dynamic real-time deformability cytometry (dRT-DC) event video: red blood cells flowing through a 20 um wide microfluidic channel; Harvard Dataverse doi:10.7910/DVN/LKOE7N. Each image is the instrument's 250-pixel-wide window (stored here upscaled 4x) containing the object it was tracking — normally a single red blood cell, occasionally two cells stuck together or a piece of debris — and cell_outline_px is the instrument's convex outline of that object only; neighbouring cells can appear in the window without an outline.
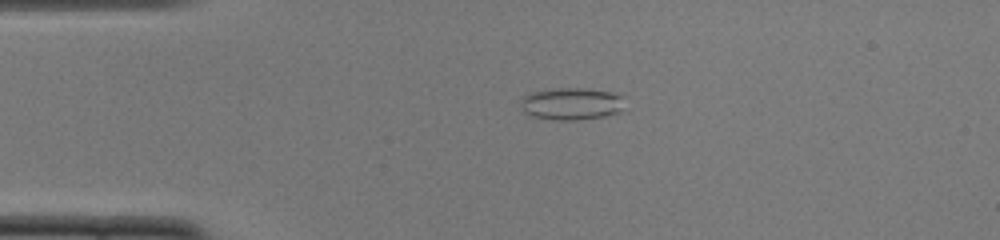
{"species": "common noctule bat (a hibernating species)", "species_latin": "Nyctalus noctula", "temperature_condition": "cold", "stored_images_in_passage": 41, "camera_frame_rate_fps": 3000, "um_per_image_px": 0.085, "animal": {"sex": "female", "body_mass_g": 22.0, "forearm_length_mm": 56.7}, "frame": {"image": 1, "passage_image": 1, "time_ms": 0.0, "image_size_px": [1000, 240], "cell_outline_px": [[624, 96], [620, 112], [604, 116], [576, 120], [556, 120], [532, 116], [524, 112], [520, 100], [524, 96], [532, 92], [556, 88], [584, 88], [612, 92]], "centroid_in_image_um": [48.58, 8.81], "position_along_channel_um": 36.4, "area_um2": 19.48}}
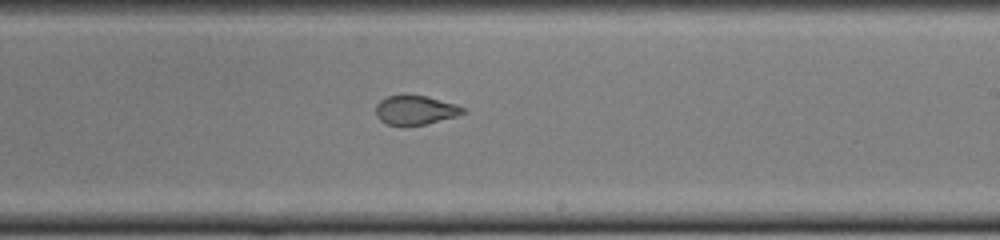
{"frame": {"image": 2, "passage_image": 20, "time_ms": 6.333, "image_size_px": [1000, 240], "cell_outline_px": [[468, 112], [456, 116], [424, 124], [404, 128], [388, 124], [380, 120], [376, 116], [376, 104], [380, 100], [388, 96], [400, 92], [408, 92], [428, 96], [456, 104], [464, 108]], "centroid_in_image_um": [35.26, 9.33], "position_along_channel_um": 253.7, "area_um2": 15.66}}
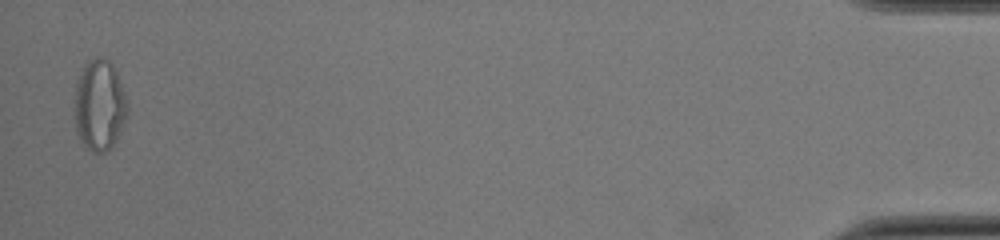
{"frame": {"image": 3, "passage_image": 40, "time_ms": 13.0, "image_size_px": [1000, 240], "cell_outline_px": [[128, 112], [116, 140], [112, 148], [104, 152], [92, 152], [84, 144], [76, 132], [76, 80], [84, 64], [88, 60], [96, 56], [104, 56], [112, 64], [116, 72], [128, 104]], "centroid_in_image_um": [8.46, 8.92], "position_along_channel_um": 426.7, "area_um2": 27.86}, "authors_computed_cell_mechanics": {"area_um2": 17.1088, "velocity_mm_per_s": 3.9259, "shape_relaxation_time_tau1_ms": null, "shape_relaxation_time_tau2_ms": 1.0384, "deformation_change_tau1": null, "deformation_change_tau2": 0.0704}}